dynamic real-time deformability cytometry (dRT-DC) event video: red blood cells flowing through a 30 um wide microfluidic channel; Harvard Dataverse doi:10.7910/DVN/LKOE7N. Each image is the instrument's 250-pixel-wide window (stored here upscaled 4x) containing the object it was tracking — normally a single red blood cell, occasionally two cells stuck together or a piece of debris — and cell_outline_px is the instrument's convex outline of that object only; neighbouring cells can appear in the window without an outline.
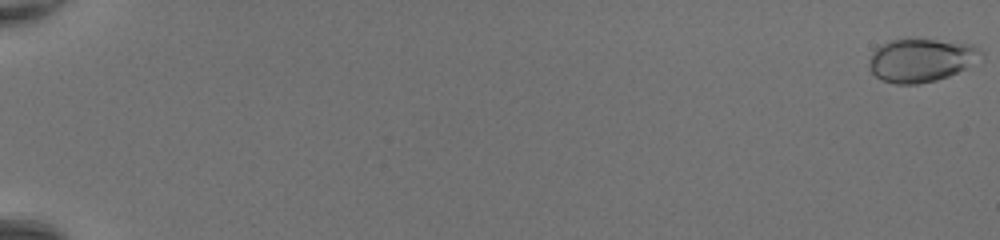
{"species": "common noctule bat (a hibernating species)", "species_latin": "Nyctalus noctula", "temperature_condition": "room temperature", "stored_images_in_passage": 45, "camera_frame_rate_fps": 3000, "um_per_image_px": 0.085, "animal": {"sex": "female", "body_mass_g": 20.0, "forearm_length_mm": 54.0}, "frame": {"image": 1, "passage_image": 1, "time_ms": 0.0, "image_size_px": [1000, 240], "cell_outline_px": [[984, 60], [948, 76], [936, 80], [920, 84], [896, 84], [880, 80], [868, 68], [868, 60], [872, 52], [880, 44], [888, 40], [908, 36], [972, 44], [980, 48], [984, 52]], "centroid_in_image_um": [78.31, 5.07], "position_along_channel_um": 6.7, "area_um2": 29.48}}